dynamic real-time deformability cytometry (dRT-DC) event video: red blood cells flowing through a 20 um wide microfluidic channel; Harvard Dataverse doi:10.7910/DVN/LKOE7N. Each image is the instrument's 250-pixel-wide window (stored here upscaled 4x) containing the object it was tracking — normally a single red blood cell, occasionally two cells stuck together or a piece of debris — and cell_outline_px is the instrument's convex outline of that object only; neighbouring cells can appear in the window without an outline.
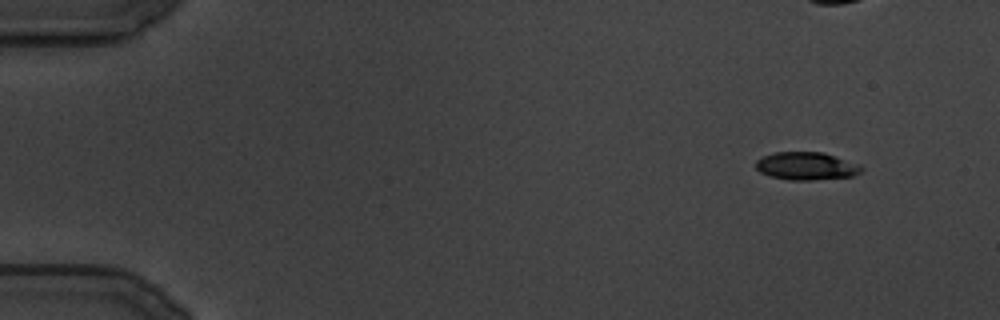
{"species": "common noctule bat (a hibernating species)", "species_latin": "Nyctalus noctula", "temperature_condition": "cold", "stored_images_in_passage": 115, "camera_frame_rate_fps": 3000, "um_per_image_px": 0.085, "animal": {"sex": "male", "body_mass_g": 19.5, "forearm_length_mm": 54.6}, "frame": {"image": 1, "passage_image": 1, "time_ms": 0.0, "image_size_px": [1000, 320], "cell_outline_px": [[864, 168], [860, 172], [852, 176], [812, 180], [788, 180], [772, 176], [760, 172], [756, 168], [756, 160], [764, 156], [776, 152], [824, 152], [860, 164]], "centroid_in_image_um": [68.56, 14.11], "position_along_channel_um": 16.4, "area_um2": 17.11}}
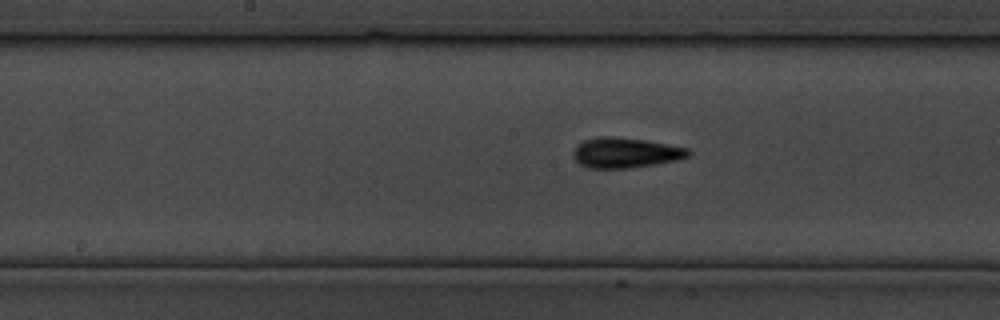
{"frame": {"image": 2, "passage_image": 54, "time_ms": 17.667, "image_size_px": [1000, 320], "cell_outline_px": [[692, 152], [688, 156], [680, 160], [656, 164], [628, 168], [588, 168], [580, 164], [572, 156], [572, 152], [576, 144], [584, 140], [596, 136], [616, 136], [644, 140], [668, 144], [688, 148]], "centroid_in_image_um": [53.15, 12.97], "position_along_channel_um": 195.1, "area_um2": 20.58}}
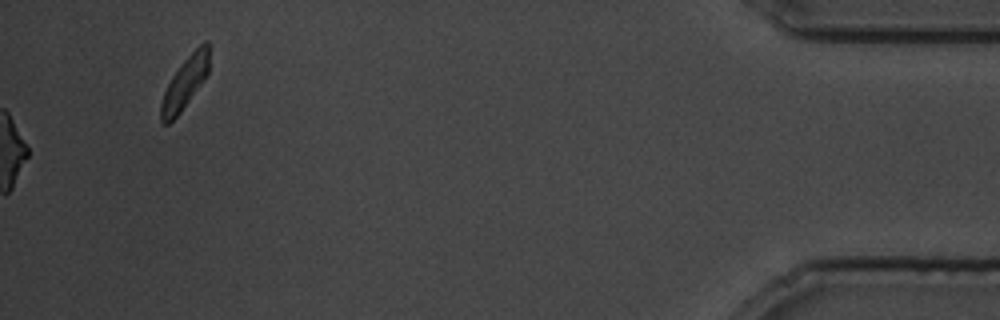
{"frame": {"image": 3, "passage_image": 115, "time_ms": 38.0, "image_size_px": [1000, 320], "cell_outline_px": [[208, 72], [180, 112], [168, 124], [160, 124], [160, 104], [164, 92], [172, 76], [180, 64], [204, 40], [208, 40]], "centroid_in_image_um": [15.67, 7.06], "position_along_channel_um": 419.5, "area_um2": 14.1}}